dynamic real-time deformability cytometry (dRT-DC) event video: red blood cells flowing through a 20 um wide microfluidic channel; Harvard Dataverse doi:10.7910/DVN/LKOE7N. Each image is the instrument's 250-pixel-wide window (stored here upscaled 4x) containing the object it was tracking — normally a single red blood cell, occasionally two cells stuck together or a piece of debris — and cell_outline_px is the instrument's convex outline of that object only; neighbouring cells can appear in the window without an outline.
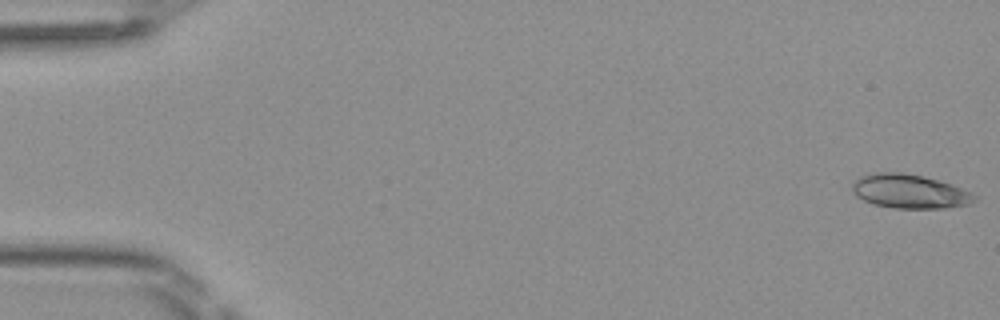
{"species": "Egyptian fruit bat (a non-hibernating species)", "species_latin": "Rousettus aegyptiacus", "temperature_condition": "room temperature", "stored_images_in_passage": 9, "camera_frame_rate_fps": 3000, "um_per_image_px": 0.085, "frame": {"image": 1, "passage_image": 1, "time_ms": 0.0, "image_size_px": [1000, 320], "cell_outline_px": [[976, 200], [968, 204], [944, 208], [892, 208], [872, 204], [856, 196], [852, 192], [852, 184], [860, 176], [876, 172], [900, 172], [924, 176], [940, 180], [952, 184], [976, 196]], "centroid_in_image_um": [77.28, 16.26], "position_along_channel_um": 7.7, "area_um2": 24.22}}